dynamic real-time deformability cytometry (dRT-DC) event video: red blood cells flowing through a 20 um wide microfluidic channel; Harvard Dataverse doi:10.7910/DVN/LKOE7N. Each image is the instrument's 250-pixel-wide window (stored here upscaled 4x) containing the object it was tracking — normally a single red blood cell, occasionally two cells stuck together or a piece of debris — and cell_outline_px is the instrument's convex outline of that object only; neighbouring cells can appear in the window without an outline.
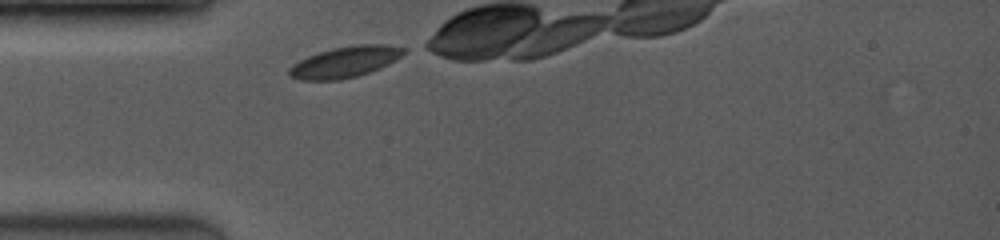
{"species": "common noctule bat (a hibernating species)", "species_latin": "Nyctalus noctula", "temperature_condition": "room temperature", "stored_images_in_passage": 1, "camera_frame_rate_fps": 3500, "um_per_image_px": 0.085, "animal": {"sex": "female", "body_mass_g": 19.0, "forearm_length_mm": 53.3}, "frame": {"image": 1, "passage_image": 1, "time_ms": 0.0, "image_size_px": [1000, 240], "cell_outline_px": [[408, 52], [380, 68], [356, 76], [340, 80], [300, 80], [288, 76], [288, 68], [292, 64], [308, 56], [332, 48], [356, 44], [384, 44], [408, 48]], "centroid_in_image_um": [29.33, 5.26], "position_along_channel_um": 55.7, "area_um2": 20.81}}